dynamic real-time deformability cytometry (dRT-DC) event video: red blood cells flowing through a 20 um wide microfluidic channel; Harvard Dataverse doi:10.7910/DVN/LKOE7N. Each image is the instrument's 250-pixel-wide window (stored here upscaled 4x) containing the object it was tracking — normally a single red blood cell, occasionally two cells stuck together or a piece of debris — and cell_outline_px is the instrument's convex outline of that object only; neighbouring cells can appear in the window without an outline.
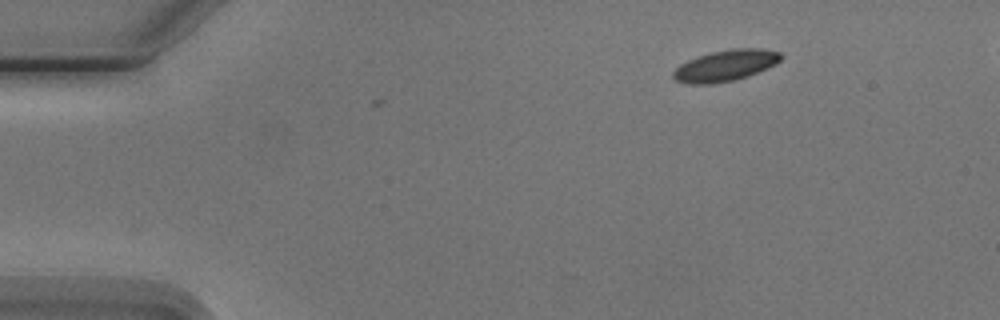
{"species": "Egyptian fruit bat (a non-hibernating species)", "species_latin": "Rousettus aegyptiacus", "temperature_condition": "cold", "stored_images_in_passage": 4, "segment_of_instrument_passage": [1, 2], "camera_frame_rate_fps": 3000, "um_per_image_px": 0.085, "animal": {"sex": "male"}, "frame": {"image": 1, "passage_image": 1, "time_ms": 0.0, "image_size_px": [1000, 320], "cell_outline_px": [[784, 56], [776, 64], [768, 68], [748, 76], [732, 80], [712, 84], [688, 84], [676, 80], [672, 76], [672, 72], [680, 64], [696, 56], [712, 52], [732, 48], [760, 48], [780, 52]], "centroid_in_image_um": [61.67, 5.56], "position_along_channel_um": 23.3, "area_um2": 19.65}}